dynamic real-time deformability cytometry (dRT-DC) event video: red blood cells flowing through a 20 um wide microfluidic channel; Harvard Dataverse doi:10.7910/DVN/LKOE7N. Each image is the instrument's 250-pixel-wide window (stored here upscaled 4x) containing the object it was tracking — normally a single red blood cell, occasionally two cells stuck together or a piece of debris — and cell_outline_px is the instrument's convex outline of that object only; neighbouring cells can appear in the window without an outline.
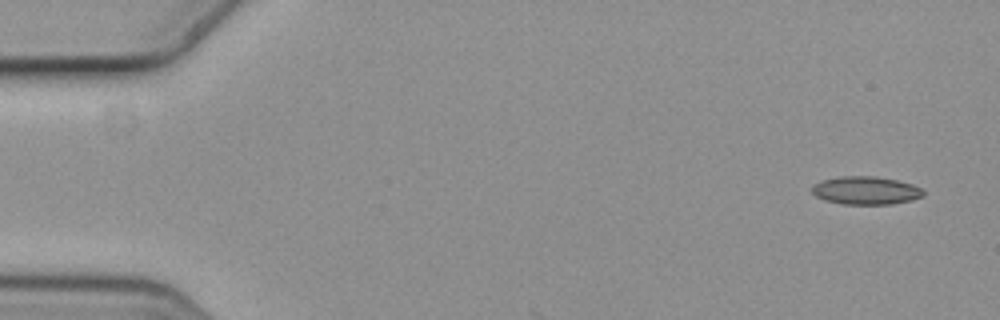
{"species": "common noctule bat (a hibernating species)", "species_latin": "Nyctalus noctula", "temperature_condition": "cold", "stored_images_in_passage": 4, "camera_frame_rate_fps": 3000, "um_per_image_px": 0.085, "animal": {"sex": "female", "body_mass_g": 19.3, "forearm_length_mm": 54.1}, "frame": {"image": 1, "passage_image": 1, "time_ms": 0.0, "image_size_px": [1000, 320], "cell_outline_px": [[924, 196], [892, 204], [840, 204], [824, 200], [816, 196], [812, 192], [812, 184], [820, 180], [840, 176], [876, 176], [896, 180], [912, 184], [920, 188], [924, 192]], "centroid_in_image_um": [73.54, 16.18], "position_along_channel_um": 11.5, "area_um2": 18.26}}
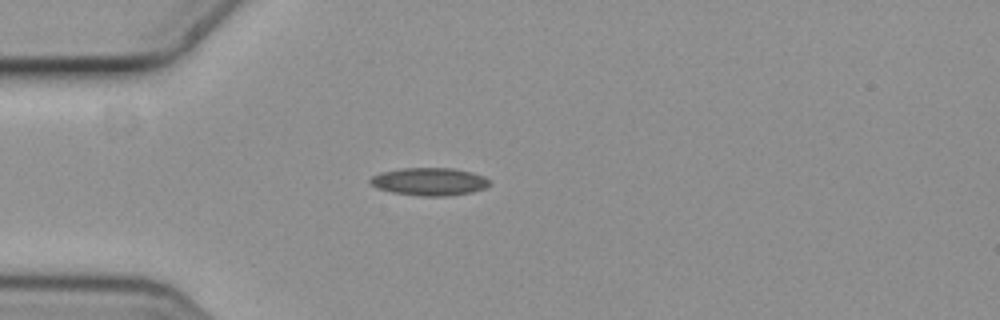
{"frame": {"image": 2, "passage_image": 4, "time_ms": 1.0, "image_size_px": [1000, 320], "cell_outline_px": [[488, 184], [484, 188], [472, 192], [448, 196], [420, 196], [392, 192], [376, 188], [368, 180], [372, 176], [380, 172], [400, 168], [452, 168], [472, 172], [484, 176], [488, 180]], "centroid_in_image_um": [36.46, 15.43], "position_along_channel_um": 48.5, "area_um2": 19.31}}